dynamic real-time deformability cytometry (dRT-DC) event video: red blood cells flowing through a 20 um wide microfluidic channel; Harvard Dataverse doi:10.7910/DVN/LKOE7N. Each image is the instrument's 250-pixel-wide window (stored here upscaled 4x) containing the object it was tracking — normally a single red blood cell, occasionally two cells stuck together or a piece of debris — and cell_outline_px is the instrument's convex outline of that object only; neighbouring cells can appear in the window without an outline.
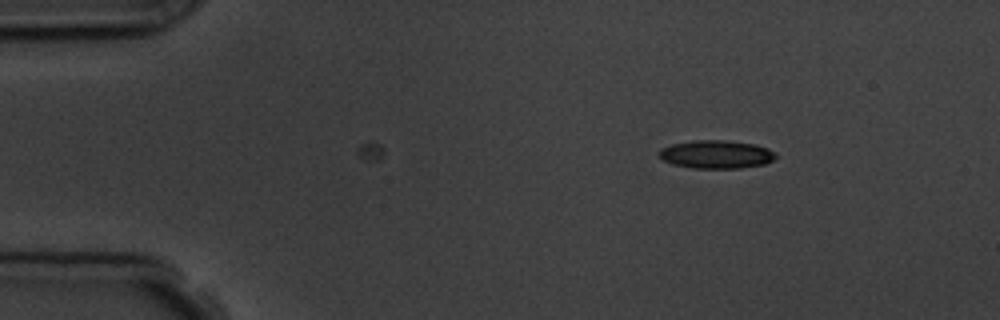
{"species": "common noctule bat (a hibernating species)", "species_latin": "Nyctalus noctula", "temperature_condition": "room temperature", "stored_images_in_passage": 3, "camera_frame_rate_fps": 3000, "um_per_image_px": 0.085, "animal": {"sex": "male", "body_mass_g": 19.5, "forearm_length_mm": 54.6}, "frame": {"image": 1, "passage_image": 1, "time_ms": 0.0, "image_size_px": [1000, 320], "cell_outline_px": [[776, 156], [772, 160], [764, 164], [740, 168], [692, 168], [672, 164], [664, 160], [656, 152], [660, 148], [672, 144], [696, 140], [728, 140], [756, 144], [768, 148], [776, 152]], "centroid_in_image_um": [60.88, 13.11], "position_along_channel_um": 24.1, "area_um2": 19.31}}